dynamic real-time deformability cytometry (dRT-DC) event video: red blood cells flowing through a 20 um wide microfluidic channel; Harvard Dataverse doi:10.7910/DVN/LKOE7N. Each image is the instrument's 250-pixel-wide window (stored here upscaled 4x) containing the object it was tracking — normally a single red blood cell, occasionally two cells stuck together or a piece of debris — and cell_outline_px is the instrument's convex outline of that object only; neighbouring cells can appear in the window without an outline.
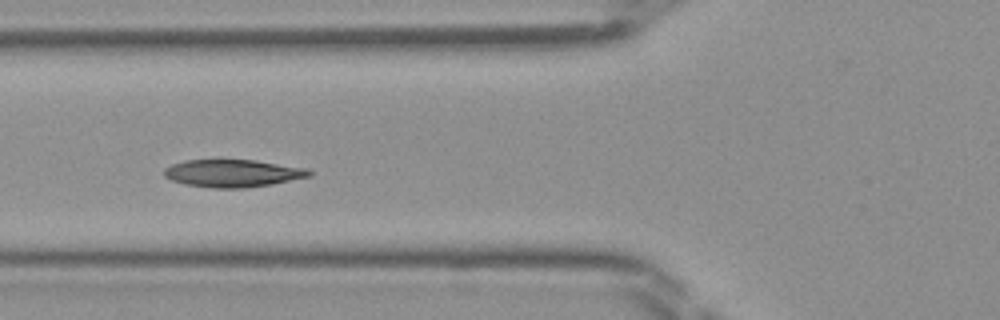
{"species": "Egyptian fruit bat (a non-hibernating species)", "species_latin": "Rousettus aegyptiacus", "temperature_condition": "room temperature", "stored_images_in_passage": 34, "camera_frame_rate_fps": 3000, "um_per_image_px": 0.085, "frame": {"image": 1, "passage_image": 4, "time_ms": 1.0, "image_size_px": [1000, 320], "cell_outline_px": [[312, 176], [272, 184], [244, 188], [212, 188], [184, 184], [172, 180], [164, 176], [164, 168], [172, 164], [184, 160], [220, 156], [256, 160], [308, 168], [312, 172]], "centroid_in_image_um": [19.76, 14.67], "position_along_channel_um": 106.0, "area_um2": 24.45}}
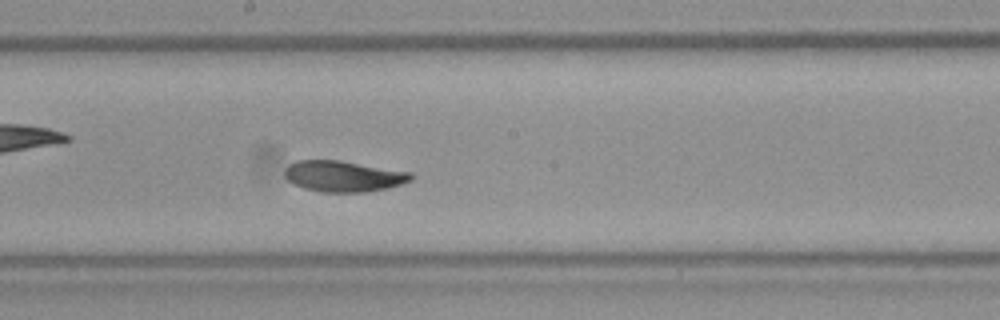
{"frame": {"image": 2, "passage_image": 12, "time_ms": 3.667, "image_size_px": [1000, 320], "cell_outline_px": [[412, 180], [388, 188], [368, 192], [320, 192], [304, 188], [288, 180], [284, 176], [284, 172], [288, 164], [296, 160], [340, 160], [412, 172]], "centroid_in_image_um": [29.19, 14.97], "position_along_channel_um": 219.0, "area_um2": 22.89}}
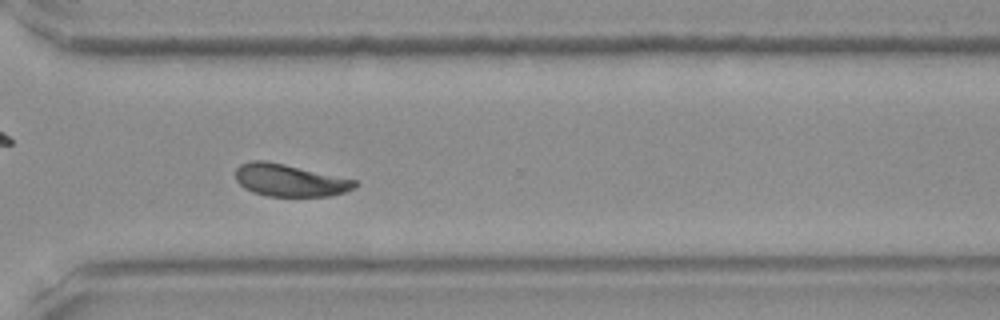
{"frame": {"image": 3, "passage_image": 21, "time_ms": 6.667, "image_size_px": [1000, 320], "cell_outline_px": [[360, 184], [348, 192], [332, 196], [268, 196], [252, 192], [244, 188], [236, 180], [236, 168], [240, 164], [252, 160], [264, 160], [284, 164], [356, 180]], "centroid_in_image_um": [24.64, 15.33], "position_along_channel_um": 346.0, "area_um2": 22.54}}